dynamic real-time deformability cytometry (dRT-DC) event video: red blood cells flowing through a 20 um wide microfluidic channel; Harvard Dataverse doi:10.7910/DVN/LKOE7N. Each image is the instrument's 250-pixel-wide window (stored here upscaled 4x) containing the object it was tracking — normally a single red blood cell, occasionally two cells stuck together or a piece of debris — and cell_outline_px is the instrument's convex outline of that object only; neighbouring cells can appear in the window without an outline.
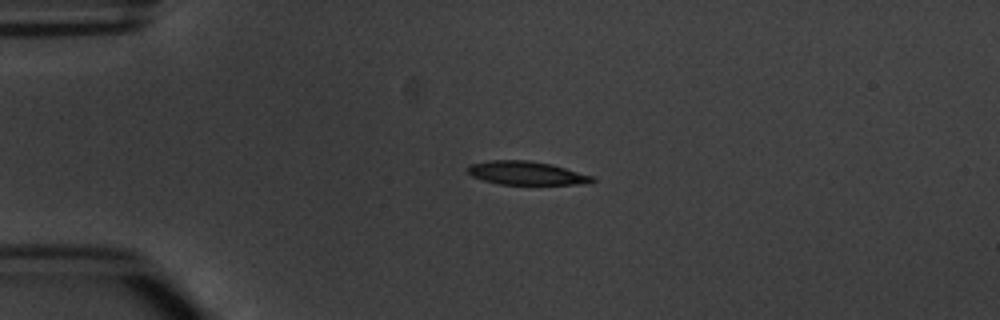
{"species": "common noctule bat (a hibernating species)", "species_latin": "Nyctalus noctula", "temperature_condition": "warm", "stored_images_in_passage": 4, "camera_frame_rate_fps": 3000, "um_per_image_px": 0.085, "animal": {"sex": "male", "body_mass_g": 20.1, "forearm_length_mm": 53.5}, "frame": {"image": 1, "passage_image": 3, "time_ms": 2.333, "image_size_px": [1000, 320], "cell_outline_px": [[596, 180], [588, 184], [500, 184], [484, 180], [472, 176], [464, 168], [468, 164], [488, 160], [528, 160], [552, 164], [596, 176]], "centroid_in_image_um": [44.76, 14.7], "position_along_channel_um": 40.2, "area_um2": 17.34}}